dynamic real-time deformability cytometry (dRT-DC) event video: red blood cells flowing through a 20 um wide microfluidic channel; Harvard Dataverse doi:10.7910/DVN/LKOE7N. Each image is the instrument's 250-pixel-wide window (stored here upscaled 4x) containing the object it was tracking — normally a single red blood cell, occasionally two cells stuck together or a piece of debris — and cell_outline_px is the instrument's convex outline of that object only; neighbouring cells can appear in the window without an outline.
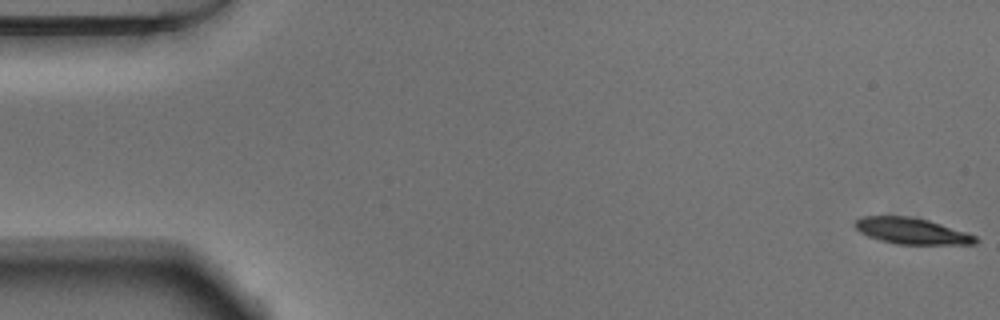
{"species": "Egyptian fruit bat (a non-hibernating species)", "species_latin": "Rousettus aegyptiacus", "temperature_condition": "warm", "stored_images_in_passage": 53, "camera_frame_rate_fps": 3000, "um_per_image_px": 0.085, "animal": {"sex": "male"}, "frame": {"image": 1, "passage_image": 1, "time_ms": 0.0, "image_size_px": [1000, 320], "cell_outline_px": [[980, 240], [976, 244], [896, 244], [880, 240], [868, 236], [860, 232], [852, 224], [856, 220], [864, 216], [908, 216], [928, 220], [968, 232], [976, 236]], "centroid_in_image_um": [77.52, 19.64], "position_along_channel_um": 7.5, "area_um2": 18.44}}
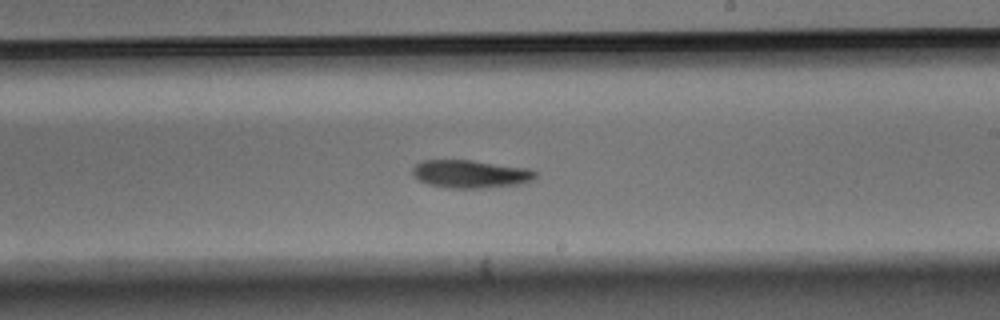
{"frame": {"image": 2, "passage_image": 31, "time_ms": 10.0, "image_size_px": [1000, 320], "cell_outline_px": [[536, 176], [532, 180], [520, 184], [480, 188], [448, 188], [428, 184], [420, 180], [412, 172], [412, 168], [420, 160], [472, 160], [528, 168], [536, 172]], "centroid_in_image_um": [39.99, 14.78], "position_along_channel_um": 249.0, "area_um2": 19.94}}
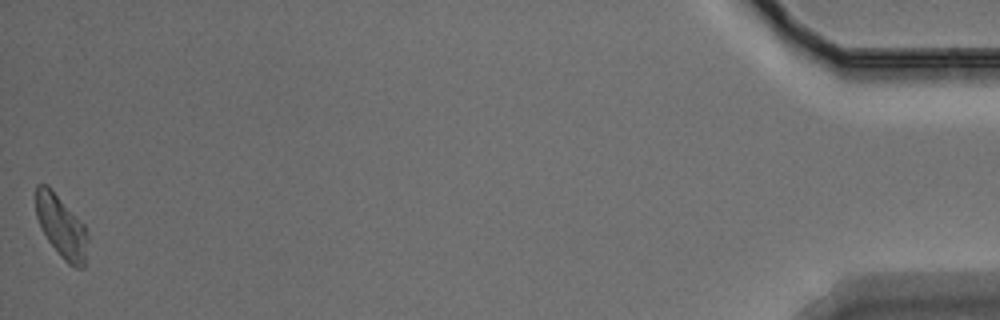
{"frame": {"image": 3, "passage_image": 53, "time_ms": 17.333, "image_size_px": [1000, 320], "cell_outline_px": [[88, 240], [84, 268], [76, 268], [68, 264], [60, 256], [48, 240], [36, 216], [36, 184], [48, 184], [52, 188], [84, 224], [88, 236]], "centroid_in_image_um": [5.23, 19.25], "position_along_channel_um": 430.0, "area_um2": 18.9}, "authors_computed_cell_mechanics": {"area_um2": 19.941, "velocity_mm_per_s": 3.7972, "shape_relaxation_time_tau1_ms": 6.013, "shape_relaxation_time_tau2_ms": null, "deformation_change_tau1": 0.1751, "deformation_change_tau2": null}}